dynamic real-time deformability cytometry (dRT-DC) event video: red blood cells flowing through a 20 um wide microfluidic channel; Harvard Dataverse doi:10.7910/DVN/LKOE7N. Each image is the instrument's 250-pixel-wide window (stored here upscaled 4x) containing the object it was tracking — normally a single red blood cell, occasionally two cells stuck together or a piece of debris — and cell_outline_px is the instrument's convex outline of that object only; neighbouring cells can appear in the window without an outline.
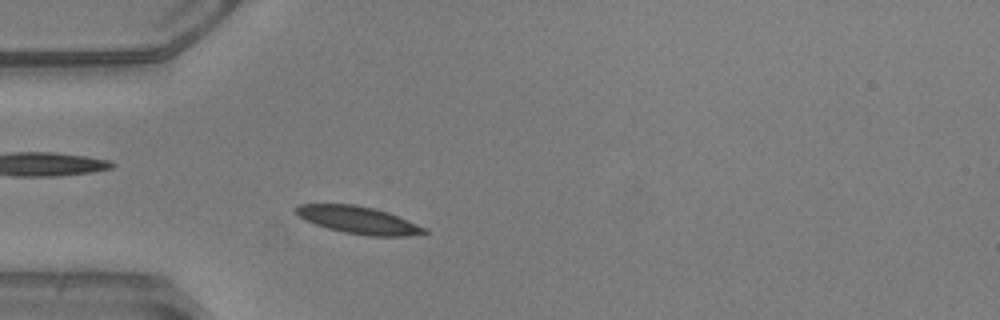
{"species": "common noctule bat (a hibernating species)", "species_latin": "Nyctalus noctula", "temperature_condition": "warm", "stored_images_in_passage": 44, "camera_frame_rate_fps": 3000, "um_per_image_px": 0.085, "animal": {"sex": "male", "body_mass_g": 20.5, "forearm_length_mm": 52.5}, "frame": {"image": 1, "passage_image": 7, "time_ms": 2.0, "image_size_px": [1000, 320], "cell_outline_px": [[428, 232], [408, 236], [368, 236], [344, 232], [328, 228], [304, 220], [296, 216], [292, 212], [292, 208], [300, 204], [356, 204], [388, 212], [416, 224], [424, 228]], "centroid_in_image_um": [30.36, 18.69], "position_along_channel_um": 54.6, "area_um2": 20.46}}
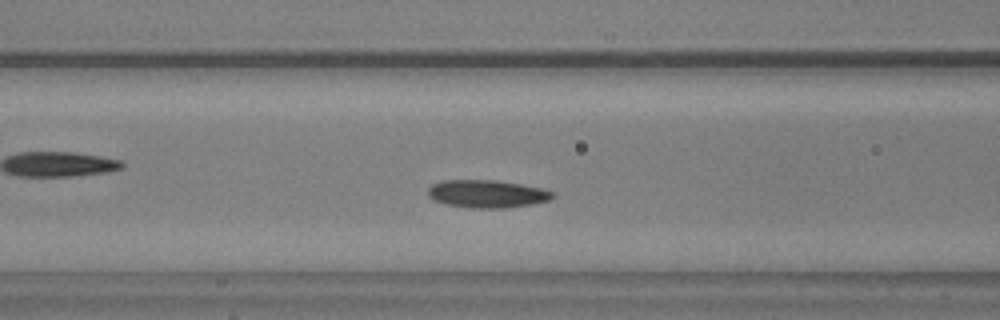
{"frame": {"image": 2, "passage_image": 13, "time_ms": 4.0, "image_size_px": [1000, 320], "cell_outline_px": [[556, 196], [548, 200], [532, 204], [504, 208], [472, 208], [444, 204], [432, 200], [428, 196], [428, 188], [432, 184], [444, 180], [496, 180], [520, 184], [540, 188], [556, 192]], "centroid_in_image_um": [41.38, 16.48], "position_along_channel_um": 125.2, "area_um2": 20.29}, "authors_computed_cell_mechanics": {"area_um2": 19.6231, "velocity_mm_per_s": 3.8772, "shape_relaxation_time_tau1_ms": null, "shape_relaxation_time_tau2_ms": 2.6282, "deformation_change_tau1": null, "deformation_change_tau2": 0.0664}}